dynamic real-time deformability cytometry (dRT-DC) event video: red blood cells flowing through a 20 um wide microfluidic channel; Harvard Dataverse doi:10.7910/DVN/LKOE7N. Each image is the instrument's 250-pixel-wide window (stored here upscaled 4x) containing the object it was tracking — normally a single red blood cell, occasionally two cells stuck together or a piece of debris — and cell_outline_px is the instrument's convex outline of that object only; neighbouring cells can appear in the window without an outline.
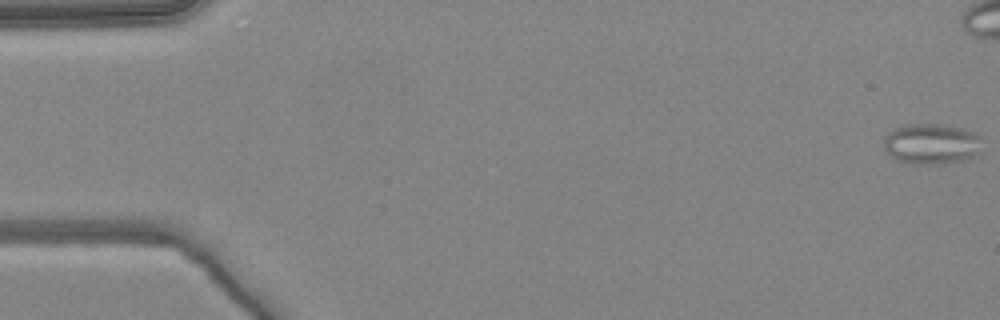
{"species": "common noctule bat (a hibernating species)", "species_latin": "Nyctalus noctula", "temperature_condition": "warm", "stored_images_in_passage": 5, "camera_frame_rate_fps": 3000, "um_per_image_px": 0.085, "animal": {"sex": "female", "body_mass_g": 24.6, "forearm_length_mm": 56.2}, "frame": {"image": 1, "passage_image": 1, "time_ms": 0.0, "image_size_px": [1000, 320], "cell_outline_px": [[984, 152], [960, 160], [936, 164], [912, 164], [896, 160], [884, 152], [884, 136], [892, 128], [904, 124], [944, 124], [964, 128], [980, 136]], "centroid_in_image_um": [79.16, 12.21], "position_along_channel_um": 5.8, "area_um2": 23.81}}